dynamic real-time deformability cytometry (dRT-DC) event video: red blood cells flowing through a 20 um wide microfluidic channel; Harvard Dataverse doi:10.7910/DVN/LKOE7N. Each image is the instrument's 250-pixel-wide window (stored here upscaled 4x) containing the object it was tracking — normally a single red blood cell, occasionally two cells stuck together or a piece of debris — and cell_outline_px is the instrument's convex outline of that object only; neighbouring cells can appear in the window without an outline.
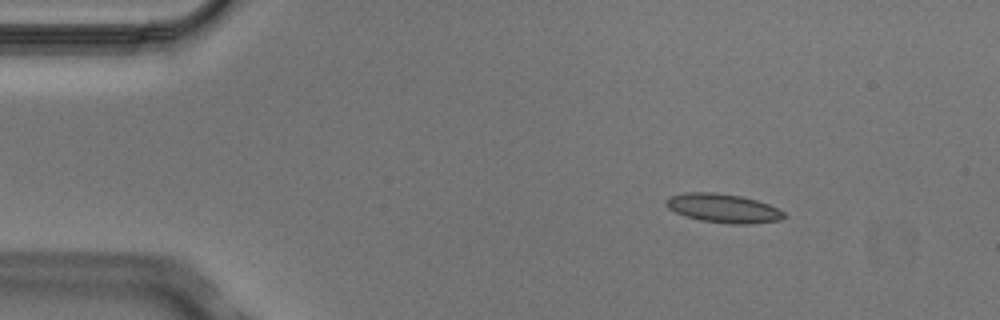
{"species": "Egyptian fruit bat (a non-hibernating species)", "species_latin": "Rousettus aegyptiacus", "temperature_condition": "cold", "stored_images_in_passage": 4, "camera_frame_rate_fps": 3000, "um_per_image_px": 0.085, "animal": {"sex": "male"}, "frame": {"image": 1, "passage_image": 2, "time_ms": 0.333, "image_size_px": [1000, 320], "cell_outline_px": [[784, 216], [780, 220], [748, 224], [732, 224], [700, 220], [684, 216], [668, 208], [664, 204], [664, 200], [668, 196], [684, 192], [712, 192], [740, 196], [756, 200], [768, 204], [784, 212]], "centroid_in_image_um": [61.4, 17.69], "position_along_channel_um": 23.6, "area_um2": 19.83}}